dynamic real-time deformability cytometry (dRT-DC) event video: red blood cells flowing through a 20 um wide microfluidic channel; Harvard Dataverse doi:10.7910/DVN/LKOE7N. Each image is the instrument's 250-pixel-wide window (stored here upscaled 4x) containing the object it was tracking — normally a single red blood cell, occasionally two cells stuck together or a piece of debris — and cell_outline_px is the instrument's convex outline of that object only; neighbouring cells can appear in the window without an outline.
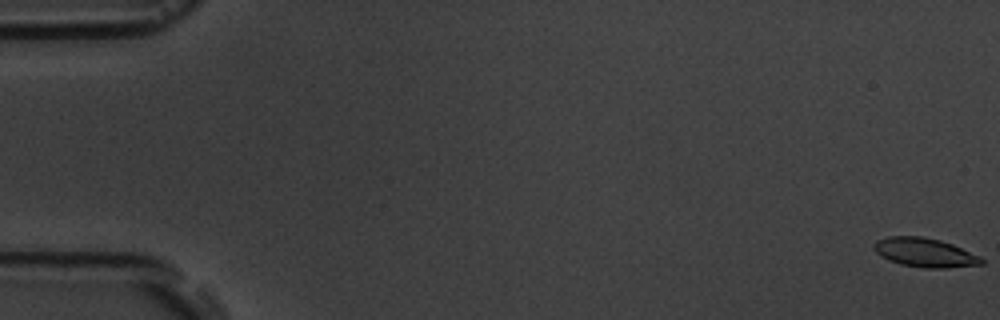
{"species": "common noctule bat (a hibernating species)", "species_latin": "Nyctalus noctula", "temperature_condition": "room temperature", "stored_images_in_passage": 7, "camera_frame_rate_fps": 3000, "um_per_image_px": 0.085, "animal": {"sex": "male", "body_mass_g": 19.5, "forearm_length_mm": 54.6}, "frame": {"image": 1, "passage_image": 1, "time_ms": 0.0, "image_size_px": [1000, 320], "cell_outline_px": [[984, 264], [948, 268], [924, 268], [900, 264], [888, 260], [880, 256], [872, 248], [872, 244], [876, 240], [888, 236], [920, 236], [940, 240], [952, 244], [980, 256], [984, 260]], "centroid_in_image_um": [78.58, 21.47], "position_along_channel_um": 6.4, "area_um2": 18.38}}
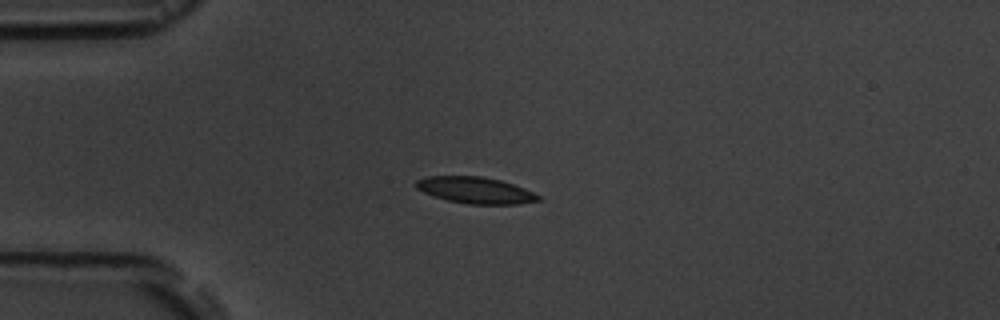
{"frame": {"image": 2, "passage_image": 5, "time_ms": 4.667, "image_size_px": [1000, 320], "cell_outline_px": [[540, 200], [520, 204], [468, 204], [448, 200], [432, 196], [416, 188], [416, 180], [428, 176], [484, 176], [500, 180], [524, 188], [540, 196]], "centroid_in_image_um": [40.4, 16.17], "position_along_channel_um": 44.6, "area_um2": 18.79}}
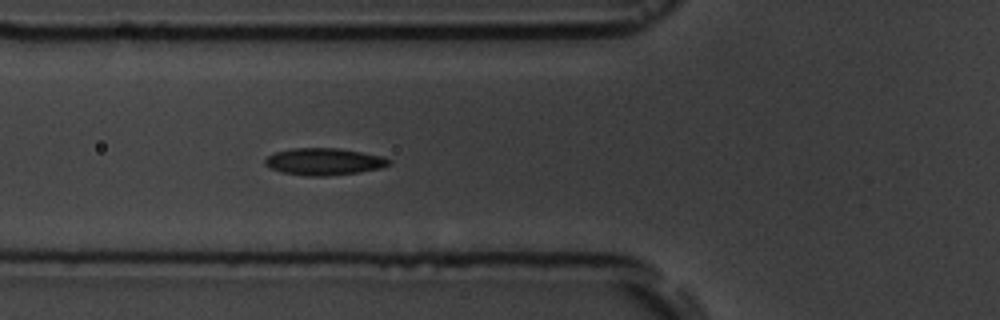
{"frame": {"image": 3, "passage_image": 7, "time_ms": 6.667, "image_size_px": [1000, 320], "cell_outline_px": [[392, 164], [380, 168], [360, 172], [324, 176], [308, 176], [280, 172], [264, 164], [264, 160], [268, 156], [276, 152], [292, 148], [336, 148], [384, 156], [392, 160]], "centroid_in_image_um": [27.57, 13.74], "position_along_channel_um": 98.2, "area_um2": 19.48}}